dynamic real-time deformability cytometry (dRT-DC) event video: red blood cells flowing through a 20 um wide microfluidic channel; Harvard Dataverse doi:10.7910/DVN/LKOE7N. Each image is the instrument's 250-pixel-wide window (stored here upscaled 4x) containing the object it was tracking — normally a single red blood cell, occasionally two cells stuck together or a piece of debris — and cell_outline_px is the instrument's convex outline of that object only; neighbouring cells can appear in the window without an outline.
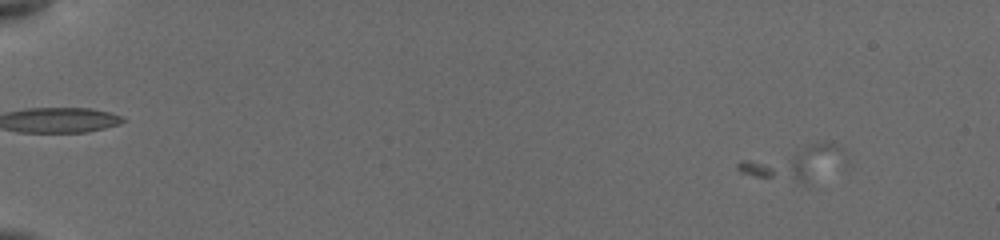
{"species": "common noctule bat (a hibernating species)", "species_latin": "Nyctalus noctula", "temperature_condition": "cold", "stored_images_in_passage": 20, "camera_frame_rate_fps": 3000, "um_per_image_px": 0.085, "animal": {"sex": "female", "body_mass_g": 19.5, "forearm_length_mm": 54.1}, "frame": {"image": 1, "passage_image": 6, "time_ms": 3.0, "image_size_px": [1000, 240], "cell_outline_px": [[840, 152], [804, 184], [756, 176], [740, 172], [736, 168], [736, 164], [740, 160], [812, 144], [832, 140]], "centroid_in_image_um": [67.23, 13.83], "position_along_channel_um": 17.8, "area_um2": 18.44}}
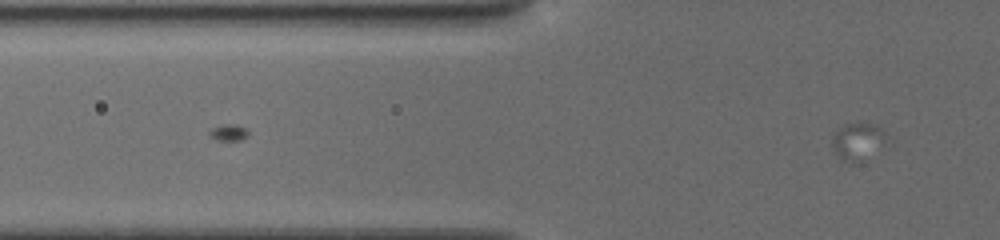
{"frame": {"image": 2, "passage_image": 20, "time_ms": 9.0, "image_size_px": [1000, 240], "cell_outline_px": [[884, 144], [860, 160], [844, 160], [836, 156], [832, 148], [832, 140], [836, 132], [844, 124], [872, 124], [880, 128], [884, 140]], "centroid_in_image_um": [72.82, 12.0], "position_along_channel_um": 53.0, "area_um2": 10.81}}